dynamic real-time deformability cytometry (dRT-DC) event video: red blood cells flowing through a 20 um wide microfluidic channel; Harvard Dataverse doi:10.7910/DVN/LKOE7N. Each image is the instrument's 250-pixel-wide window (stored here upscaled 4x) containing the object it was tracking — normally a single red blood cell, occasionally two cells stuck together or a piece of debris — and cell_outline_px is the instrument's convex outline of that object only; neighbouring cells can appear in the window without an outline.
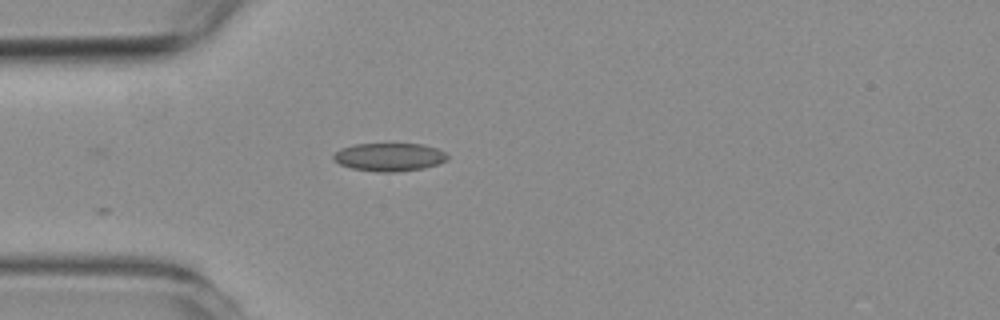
{"species": "common noctule bat (a hibernating species)", "species_latin": "Nyctalus noctula", "temperature_condition": "room temperature", "stored_images_in_passage": 7, "camera_frame_rate_fps": 3000, "um_per_image_px": 0.085, "animal": {"sex": "female", "body_mass_g": 19.3, "forearm_length_mm": 54.1}, "frame": {"image": 1, "passage_image": 1, "time_ms": 0.0, "image_size_px": [1000, 320], "cell_outline_px": [[448, 160], [440, 164], [424, 168], [396, 172], [376, 172], [352, 168], [340, 164], [332, 160], [332, 156], [340, 148], [356, 144], [424, 144], [436, 148], [444, 152], [448, 156]], "centroid_in_image_um": [33.1, 13.35], "position_along_channel_um": 51.9, "area_um2": 18.84}}
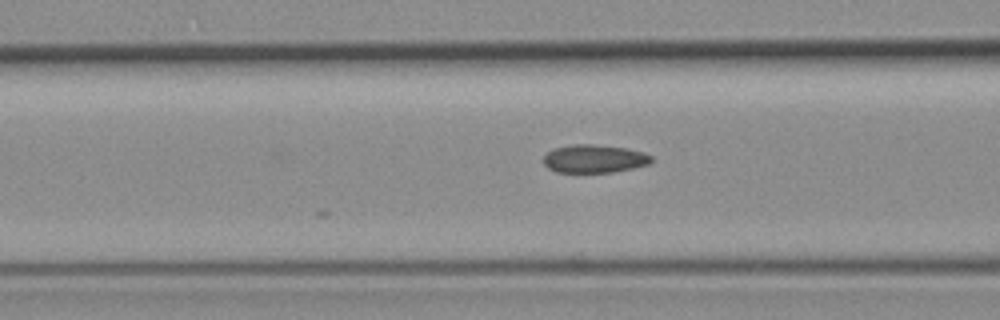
{"frame": {"image": 2, "passage_image": 7, "time_ms": 2.0, "image_size_px": [1000, 320], "cell_outline_px": [[652, 160], [648, 164], [632, 168], [612, 172], [556, 172], [548, 168], [544, 164], [544, 156], [552, 148], [572, 144], [592, 144], [628, 148], [644, 152], [652, 156]], "centroid_in_image_um": [50.5, 13.48], "position_along_channel_um": 116.1, "area_um2": 17.74}}